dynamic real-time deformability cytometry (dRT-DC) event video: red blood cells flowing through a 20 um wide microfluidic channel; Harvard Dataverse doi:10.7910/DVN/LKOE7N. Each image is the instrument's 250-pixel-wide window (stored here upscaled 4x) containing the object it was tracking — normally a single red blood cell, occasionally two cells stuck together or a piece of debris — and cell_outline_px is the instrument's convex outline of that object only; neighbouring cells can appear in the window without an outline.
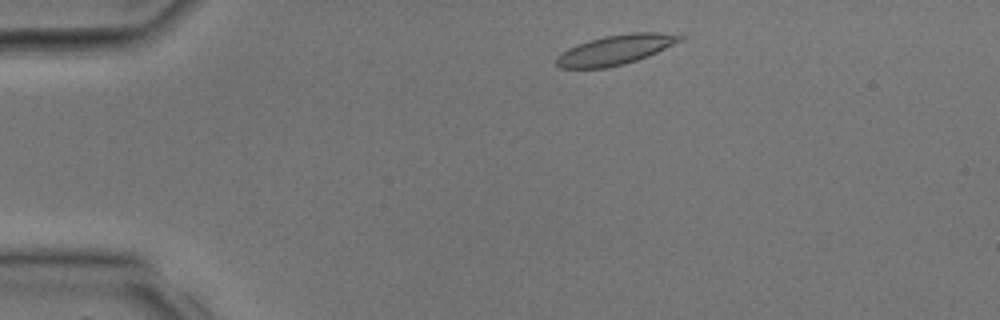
{"species": "common noctule bat (a hibernating species)", "species_latin": "Nyctalus noctula", "temperature_condition": "room temperature", "stored_images_in_passage": 29, "camera_frame_rate_fps": 3000, "um_per_image_px": 0.085, "animal": {"sex": "male", "body_mass_g": 17.9, "forearm_length_mm": 54.2}, "frame": {"image": 1, "passage_image": 2, "time_ms": 0.333, "image_size_px": [1000, 320], "cell_outline_px": [[684, 40], [648, 56], [624, 64], [604, 68], [560, 68], [556, 64], [556, 56], [560, 52], [576, 44], [588, 40], [604, 36], [632, 32], [660, 32], [684, 36]], "centroid_in_image_um": [52.3, 4.22], "position_along_channel_um": 32.7, "area_um2": 21.56}}
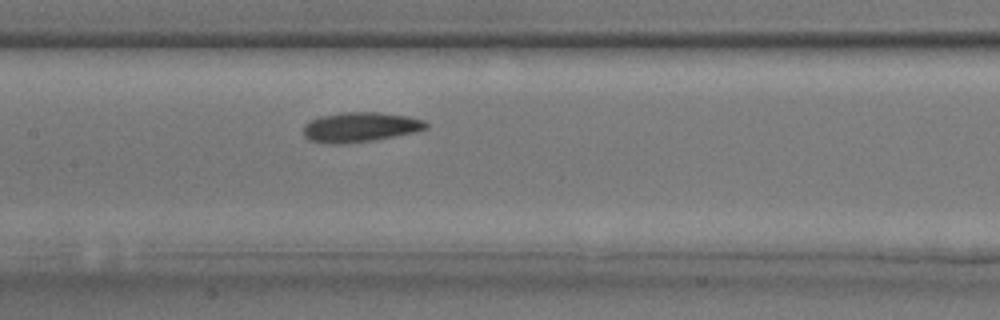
{"frame": {"image": 2, "passage_image": 12, "time_ms": 3.667, "image_size_px": [1000, 320], "cell_outline_px": [[428, 128], [412, 132], [372, 140], [344, 144], [324, 144], [308, 140], [304, 136], [304, 124], [320, 116], [340, 112], [380, 112], [408, 116], [424, 120], [428, 124]], "centroid_in_image_um": [30.57, 10.8], "position_along_channel_um": 176.8, "area_um2": 21.33}}
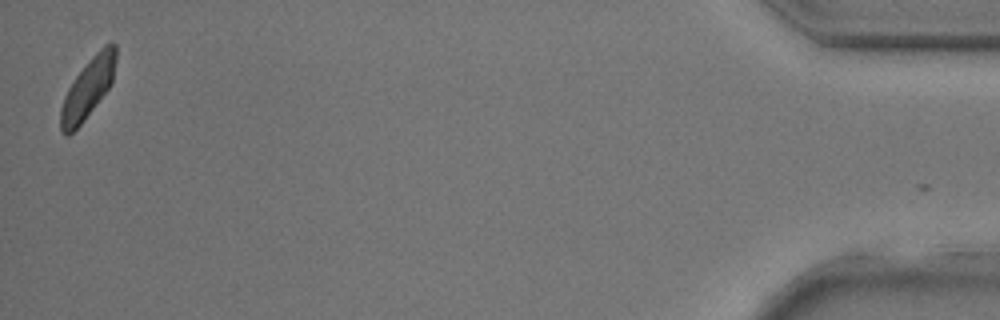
{"frame": {"image": 3, "passage_image": 29, "time_ms": 9.333, "image_size_px": [1000, 320], "cell_outline_px": [[116, 60], [112, 80], [108, 88], [84, 120], [68, 136], [64, 136], [60, 128], [60, 108], [64, 96], [68, 88], [76, 76], [88, 60], [104, 44], [112, 40], [116, 44]], "centroid_in_image_um": [7.46, 7.48], "position_along_channel_um": 427.7, "area_um2": 19.13}}